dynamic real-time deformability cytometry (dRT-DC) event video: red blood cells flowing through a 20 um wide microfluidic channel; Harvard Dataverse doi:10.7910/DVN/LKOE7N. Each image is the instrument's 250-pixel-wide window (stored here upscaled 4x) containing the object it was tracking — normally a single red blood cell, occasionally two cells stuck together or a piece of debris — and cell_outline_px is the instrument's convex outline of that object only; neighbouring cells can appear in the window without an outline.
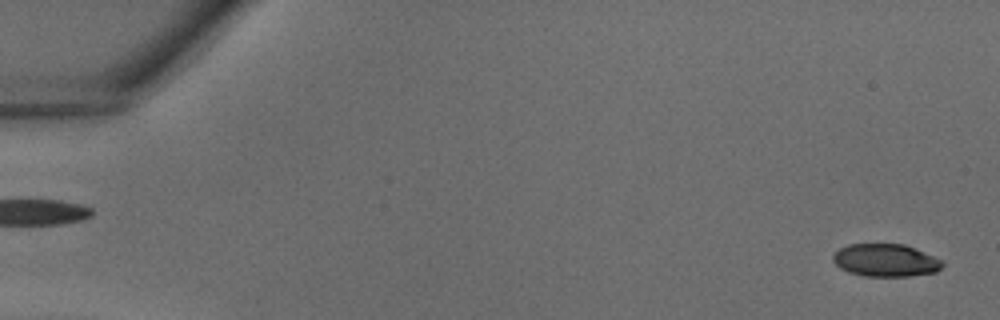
{"species": "common noctule bat (a hibernating species)", "species_latin": "Nyctalus noctula", "temperature_condition": "warm", "stored_images_in_passage": 38, "camera_frame_rate_fps": 3000, "um_per_image_px": 0.085, "animal": {"sex": "male", "body_mass_g": 18.8}, "frame": {"image": 1, "passage_image": 1, "time_ms": 0.0, "image_size_px": [1000, 320], "cell_outline_px": [[944, 264], [936, 272], [908, 276], [864, 276], [848, 272], [840, 268], [832, 260], [832, 256], [840, 248], [848, 244], [904, 244], [932, 256], [940, 260]], "centroid_in_image_um": [75.23, 22.13], "position_along_channel_um": 9.8, "area_um2": 20.63}}
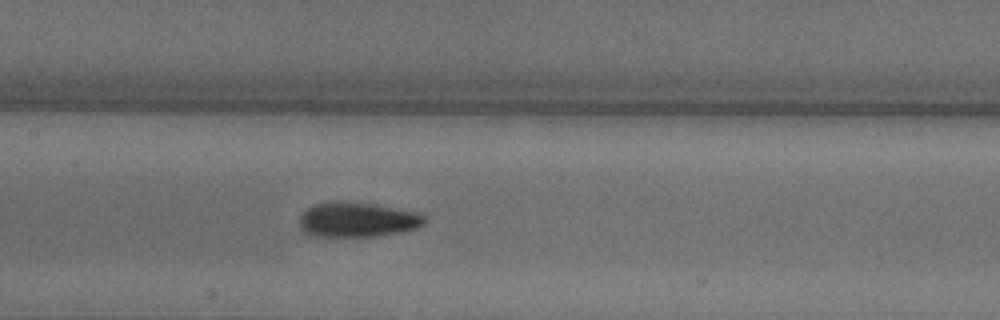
{"frame": {"image": 2, "passage_image": 19, "time_ms": 6.0, "image_size_px": [1000, 320], "cell_outline_px": [[424, 224], [416, 228], [404, 232], [372, 236], [316, 236], [304, 232], [300, 224], [300, 216], [308, 208], [316, 204], [332, 200], [344, 200], [376, 204], [416, 212], [424, 216]], "centroid_in_image_um": [30.38, 18.65], "position_along_channel_um": 177.0, "area_um2": 25.43}}
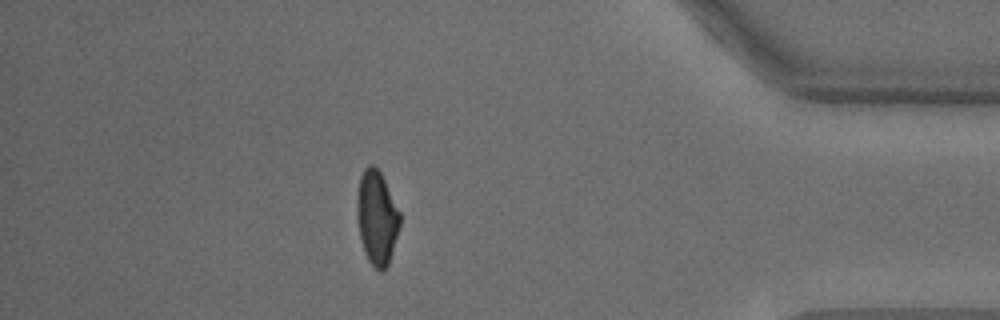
{"frame": {"image": 3, "passage_image": 34, "time_ms": 11.0, "image_size_px": [1000, 320], "cell_outline_px": [[400, 224], [392, 252], [388, 264], [380, 272], [368, 260], [364, 252], [360, 236], [356, 216], [356, 200], [360, 176], [364, 168], [368, 164], [372, 164], [380, 172], [400, 212]], "centroid_in_image_um": [32.01, 18.48], "position_along_channel_um": 403.2, "area_um2": 23.35}}